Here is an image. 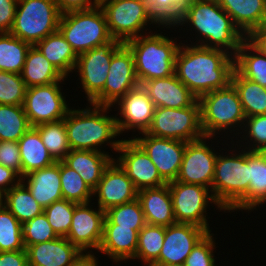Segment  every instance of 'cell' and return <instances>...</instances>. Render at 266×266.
<instances>
[{"mask_svg":"<svg viewBox=\"0 0 266 266\" xmlns=\"http://www.w3.org/2000/svg\"><path fill=\"white\" fill-rule=\"evenodd\" d=\"M140 85L155 107L185 108L192 106L198 100L175 73L169 77L144 81Z\"/></svg>","mask_w":266,"mask_h":266,"instance_id":"obj_22","label":"cell"},{"mask_svg":"<svg viewBox=\"0 0 266 266\" xmlns=\"http://www.w3.org/2000/svg\"><path fill=\"white\" fill-rule=\"evenodd\" d=\"M231 84L240 98L244 114L247 117L266 114V88L243 77L234 69Z\"/></svg>","mask_w":266,"mask_h":266,"instance_id":"obj_33","label":"cell"},{"mask_svg":"<svg viewBox=\"0 0 266 266\" xmlns=\"http://www.w3.org/2000/svg\"><path fill=\"white\" fill-rule=\"evenodd\" d=\"M140 85L136 76L134 56L123 44L112 56L103 91L90 103L114 106L129 90Z\"/></svg>","mask_w":266,"mask_h":266,"instance_id":"obj_14","label":"cell"},{"mask_svg":"<svg viewBox=\"0 0 266 266\" xmlns=\"http://www.w3.org/2000/svg\"><path fill=\"white\" fill-rule=\"evenodd\" d=\"M100 7L110 35L124 44L142 35L140 31L144 32L149 22L162 26L150 13L146 0H101Z\"/></svg>","mask_w":266,"mask_h":266,"instance_id":"obj_9","label":"cell"},{"mask_svg":"<svg viewBox=\"0 0 266 266\" xmlns=\"http://www.w3.org/2000/svg\"><path fill=\"white\" fill-rule=\"evenodd\" d=\"M113 159L105 151L71 150L62 161L74 169L84 182L94 190L101 180L105 168Z\"/></svg>","mask_w":266,"mask_h":266,"instance_id":"obj_27","label":"cell"},{"mask_svg":"<svg viewBox=\"0 0 266 266\" xmlns=\"http://www.w3.org/2000/svg\"><path fill=\"white\" fill-rule=\"evenodd\" d=\"M24 178V179H23ZM27 179L26 183L24 182ZM32 196L43 208L55 201L63 199L61 191L60 161L52 165L30 172L21 178Z\"/></svg>","mask_w":266,"mask_h":266,"instance_id":"obj_25","label":"cell"},{"mask_svg":"<svg viewBox=\"0 0 266 266\" xmlns=\"http://www.w3.org/2000/svg\"><path fill=\"white\" fill-rule=\"evenodd\" d=\"M97 258L91 251H87V253L80 258L74 265L72 266H98Z\"/></svg>","mask_w":266,"mask_h":266,"instance_id":"obj_55","label":"cell"},{"mask_svg":"<svg viewBox=\"0 0 266 266\" xmlns=\"http://www.w3.org/2000/svg\"><path fill=\"white\" fill-rule=\"evenodd\" d=\"M90 203H78L66 238L83 253L90 248L99 250L103 236L105 211L91 209Z\"/></svg>","mask_w":266,"mask_h":266,"instance_id":"obj_19","label":"cell"},{"mask_svg":"<svg viewBox=\"0 0 266 266\" xmlns=\"http://www.w3.org/2000/svg\"><path fill=\"white\" fill-rule=\"evenodd\" d=\"M30 47L11 33H0V71L21 74Z\"/></svg>","mask_w":266,"mask_h":266,"instance_id":"obj_36","label":"cell"},{"mask_svg":"<svg viewBox=\"0 0 266 266\" xmlns=\"http://www.w3.org/2000/svg\"><path fill=\"white\" fill-rule=\"evenodd\" d=\"M120 110V119L116 116V125L119 134L123 131L138 129L139 133H145L149 129L155 112V104L147 96L145 90L138 85L129 90L117 102Z\"/></svg>","mask_w":266,"mask_h":266,"instance_id":"obj_21","label":"cell"},{"mask_svg":"<svg viewBox=\"0 0 266 266\" xmlns=\"http://www.w3.org/2000/svg\"><path fill=\"white\" fill-rule=\"evenodd\" d=\"M146 224L143 209L137 198L131 202L113 206L105 211L103 225H118V227L141 231Z\"/></svg>","mask_w":266,"mask_h":266,"instance_id":"obj_39","label":"cell"},{"mask_svg":"<svg viewBox=\"0 0 266 266\" xmlns=\"http://www.w3.org/2000/svg\"><path fill=\"white\" fill-rule=\"evenodd\" d=\"M117 153H120V157L116 162L137 190L158 188L167 184L149 156L132 138L129 140L122 138Z\"/></svg>","mask_w":266,"mask_h":266,"instance_id":"obj_16","label":"cell"},{"mask_svg":"<svg viewBox=\"0 0 266 266\" xmlns=\"http://www.w3.org/2000/svg\"><path fill=\"white\" fill-rule=\"evenodd\" d=\"M150 13L161 25H174L188 0H146Z\"/></svg>","mask_w":266,"mask_h":266,"instance_id":"obj_46","label":"cell"},{"mask_svg":"<svg viewBox=\"0 0 266 266\" xmlns=\"http://www.w3.org/2000/svg\"><path fill=\"white\" fill-rule=\"evenodd\" d=\"M29 266H72L85 254L66 237L27 246Z\"/></svg>","mask_w":266,"mask_h":266,"instance_id":"obj_23","label":"cell"},{"mask_svg":"<svg viewBox=\"0 0 266 266\" xmlns=\"http://www.w3.org/2000/svg\"><path fill=\"white\" fill-rule=\"evenodd\" d=\"M21 76L27 88L64 81L66 78L36 46H31L27 52Z\"/></svg>","mask_w":266,"mask_h":266,"instance_id":"obj_29","label":"cell"},{"mask_svg":"<svg viewBox=\"0 0 266 266\" xmlns=\"http://www.w3.org/2000/svg\"><path fill=\"white\" fill-rule=\"evenodd\" d=\"M60 178L62 197L75 203H88L93 197V190L84 182L82 177L60 161Z\"/></svg>","mask_w":266,"mask_h":266,"instance_id":"obj_41","label":"cell"},{"mask_svg":"<svg viewBox=\"0 0 266 266\" xmlns=\"http://www.w3.org/2000/svg\"><path fill=\"white\" fill-rule=\"evenodd\" d=\"M58 6V9L61 14L71 12V11H79V10H87L92 9L97 6H100L101 0H55Z\"/></svg>","mask_w":266,"mask_h":266,"instance_id":"obj_51","label":"cell"},{"mask_svg":"<svg viewBox=\"0 0 266 266\" xmlns=\"http://www.w3.org/2000/svg\"><path fill=\"white\" fill-rule=\"evenodd\" d=\"M132 51L139 83L174 74L175 59L180 47L162 34L140 35L125 43Z\"/></svg>","mask_w":266,"mask_h":266,"instance_id":"obj_5","label":"cell"},{"mask_svg":"<svg viewBox=\"0 0 266 266\" xmlns=\"http://www.w3.org/2000/svg\"><path fill=\"white\" fill-rule=\"evenodd\" d=\"M188 22L191 23L189 25H193L192 28L194 27L195 32H198L202 39L195 45L220 49L227 53L232 50L233 52L230 53L233 57H235L240 44L247 38L223 10L218 0H188L181 17L175 24L163 25V27L183 26Z\"/></svg>","mask_w":266,"mask_h":266,"instance_id":"obj_2","label":"cell"},{"mask_svg":"<svg viewBox=\"0 0 266 266\" xmlns=\"http://www.w3.org/2000/svg\"><path fill=\"white\" fill-rule=\"evenodd\" d=\"M212 233L208 232L192 249L184 266H216L213 250L215 247Z\"/></svg>","mask_w":266,"mask_h":266,"instance_id":"obj_48","label":"cell"},{"mask_svg":"<svg viewBox=\"0 0 266 266\" xmlns=\"http://www.w3.org/2000/svg\"><path fill=\"white\" fill-rule=\"evenodd\" d=\"M201 128L205 137H212L232 127L244 126L246 116L238 93L227 87L202 95L199 99ZM243 124V125H242ZM237 125V126H235Z\"/></svg>","mask_w":266,"mask_h":266,"instance_id":"obj_7","label":"cell"},{"mask_svg":"<svg viewBox=\"0 0 266 266\" xmlns=\"http://www.w3.org/2000/svg\"><path fill=\"white\" fill-rule=\"evenodd\" d=\"M165 227L146 224L138 234L137 251L134 259H140L151 266L158 258L163 247Z\"/></svg>","mask_w":266,"mask_h":266,"instance_id":"obj_40","label":"cell"},{"mask_svg":"<svg viewBox=\"0 0 266 266\" xmlns=\"http://www.w3.org/2000/svg\"><path fill=\"white\" fill-rule=\"evenodd\" d=\"M206 138L186 142L182 164L175 181L199 184L211 190L217 153L206 144ZM214 151V152H213Z\"/></svg>","mask_w":266,"mask_h":266,"instance_id":"obj_15","label":"cell"},{"mask_svg":"<svg viewBox=\"0 0 266 266\" xmlns=\"http://www.w3.org/2000/svg\"><path fill=\"white\" fill-rule=\"evenodd\" d=\"M61 82L27 88L23 108L31 127L65 118L70 108L62 95Z\"/></svg>","mask_w":266,"mask_h":266,"instance_id":"obj_13","label":"cell"},{"mask_svg":"<svg viewBox=\"0 0 266 266\" xmlns=\"http://www.w3.org/2000/svg\"><path fill=\"white\" fill-rule=\"evenodd\" d=\"M25 250L22 224L3 205L0 207V252Z\"/></svg>","mask_w":266,"mask_h":266,"instance_id":"obj_42","label":"cell"},{"mask_svg":"<svg viewBox=\"0 0 266 266\" xmlns=\"http://www.w3.org/2000/svg\"><path fill=\"white\" fill-rule=\"evenodd\" d=\"M124 43L112 38L95 48L78 55V69L82 87L89 104L103 91L108 76L111 58Z\"/></svg>","mask_w":266,"mask_h":266,"instance_id":"obj_12","label":"cell"},{"mask_svg":"<svg viewBox=\"0 0 266 266\" xmlns=\"http://www.w3.org/2000/svg\"><path fill=\"white\" fill-rule=\"evenodd\" d=\"M235 69L246 79L266 88V54L248 38L240 44L235 55Z\"/></svg>","mask_w":266,"mask_h":266,"instance_id":"obj_32","label":"cell"},{"mask_svg":"<svg viewBox=\"0 0 266 266\" xmlns=\"http://www.w3.org/2000/svg\"><path fill=\"white\" fill-rule=\"evenodd\" d=\"M18 0H0V33H10Z\"/></svg>","mask_w":266,"mask_h":266,"instance_id":"obj_50","label":"cell"},{"mask_svg":"<svg viewBox=\"0 0 266 266\" xmlns=\"http://www.w3.org/2000/svg\"><path fill=\"white\" fill-rule=\"evenodd\" d=\"M243 127L242 131L244 130L248 136L244 139L249 143L246 149L263 152L266 149V114L247 117ZM247 138H250V141ZM252 141L253 144L250 145Z\"/></svg>","mask_w":266,"mask_h":266,"instance_id":"obj_47","label":"cell"},{"mask_svg":"<svg viewBox=\"0 0 266 266\" xmlns=\"http://www.w3.org/2000/svg\"><path fill=\"white\" fill-rule=\"evenodd\" d=\"M137 199L147 224L167 227L176 223L168 184L138 190Z\"/></svg>","mask_w":266,"mask_h":266,"instance_id":"obj_24","label":"cell"},{"mask_svg":"<svg viewBox=\"0 0 266 266\" xmlns=\"http://www.w3.org/2000/svg\"><path fill=\"white\" fill-rule=\"evenodd\" d=\"M23 105L0 104V141H15L30 129Z\"/></svg>","mask_w":266,"mask_h":266,"instance_id":"obj_37","label":"cell"},{"mask_svg":"<svg viewBox=\"0 0 266 266\" xmlns=\"http://www.w3.org/2000/svg\"><path fill=\"white\" fill-rule=\"evenodd\" d=\"M26 90L21 74L0 71V104L23 105Z\"/></svg>","mask_w":266,"mask_h":266,"instance_id":"obj_44","label":"cell"},{"mask_svg":"<svg viewBox=\"0 0 266 266\" xmlns=\"http://www.w3.org/2000/svg\"><path fill=\"white\" fill-rule=\"evenodd\" d=\"M58 31L77 55L112 39L100 6L61 14Z\"/></svg>","mask_w":266,"mask_h":266,"instance_id":"obj_6","label":"cell"},{"mask_svg":"<svg viewBox=\"0 0 266 266\" xmlns=\"http://www.w3.org/2000/svg\"><path fill=\"white\" fill-rule=\"evenodd\" d=\"M218 2L246 37L266 23V0H218Z\"/></svg>","mask_w":266,"mask_h":266,"instance_id":"obj_26","label":"cell"},{"mask_svg":"<svg viewBox=\"0 0 266 266\" xmlns=\"http://www.w3.org/2000/svg\"><path fill=\"white\" fill-rule=\"evenodd\" d=\"M4 205V193L0 191V207Z\"/></svg>","mask_w":266,"mask_h":266,"instance_id":"obj_56","label":"cell"},{"mask_svg":"<svg viewBox=\"0 0 266 266\" xmlns=\"http://www.w3.org/2000/svg\"><path fill=\"white\" fill-rule=\"evenodd\" d=\"M234 69L235 57L224 50L180 45L174 73L199 99L204 94L227 87Z\"/></svg>","mask_w":266,"mask_h":266,"instance_id":"obj_1","label":"cell"},{"mask_svg":"<svg viewBox=\"0 0 266 266\" xmlns=\"http://www.w3.org/2000/svg\"><path fill=\"white\" fill-rule=\"evenodd\" d=\"M0 164L12 169L22 178V162L18 142L0 141Z\"/></svg>","mask_w":266,"mask_h":266,"instance_id":"obj_49","label":"cell"},{"mask_svg":"<svg viewBox=\"0 0 266 266\" xmlns=\"http://www.w3.org/2000/svg\"><path fill=\"white\" fill-rule=\"evenodd\" d=\"M49 154L55 161H62L71 151L64 119L35 126Z\"/></svg>","mask_w":266,"mask_h":266,"instance_id":"obj_38","label":"cell"},{"mask_svg":"<svg viewBox=\"0 0 266 266\" xmlns=\"http://www.w3.org/2000/svg\"><path fill=\"white\" fill-rule=\"evenodd\" d=\"M207 233L204 228L190 223L165 227L163 247L152 265H184L192 249Z\"/></svg>","mask_w":266,"mask_h":266,"instance_id":"obj_18","label":"cell"},{"mask_svg":"<svg viewBox=\"0 0 266 266\" xmlns=\"http://www.w3.org/2000/svg\"><path fill=\"white\" fill-rule=\"evenodd\" d=\"M20 182L21 177L15 171L0 164V191L2 193L5 194L8 190L18 185Z\"/></svg>","mask_w":266,"mask_h":266,"instance_id":"obj_53","label":"cell"},{"mask_svg":"<svg viewBox=\"0 0 266 266\" xmlns=\"http://www.w3.org/2000/svg\"><path fill=\"white\" fill-rule=\"evenodd\" d=\"M176 223H190L211 233L206 219L208 202L217 205L211 190L199 184H186L178 181L168 183Z\"/></svg>","mask_w":266,"mask_h":266,"instance_id":"obj_11","label":"cell"},{"mask_svg":"<svg viewBox=\"0 0 266 266\" xmlns=\"http://www.w3.org/2000/svg\"><path fill=\"white\" fill-rule=\"evenodd\" d=\"M24 247L54 240L58 236L50 226L44 212L22 225Z\"/></svg>","mask_w":266,"mask_h":266,"instance_id":"obj_45","label":"cell"},{"mask_svg":"<svg viewBox=\"0 0 266 266\" xmlns=\"http://www.w3.org/2000/svg\"><path fill=\"white\" fill-rule=\"evenodd\" d=\"M146 133L155 137L185 142L205 137L201 128L199 100L185 108L156 107Z\"/></svg>","mask_w":266,"mask_h":266,"instance_id":"obj_10","label":"cell"},{"mask_svg":"<svg viewBox=\"0 0 266 266\" xmlns=\"http://www.w3.org/2000/svg\"><path fill=\"white\" fill-rule=\"evenodd\" d=\"M138 230L118 225H103V236L99 251L105 253L114 262L134 259L138 244Z\"/></svg>","mask_w":266,"mask_h":266,"instance_id":"obj_28","label":"cell"},{"mask_svg":"<svg viewBox=\"0 0 266 266\" xmlns=\"http://www.w3.org/2000/svg\"><path fill=\"white\" fill-rule=\"evenodd\" d=\"M141 134L144 136L135 137L133 140L149 156L167 184L175 181L182 164L186 142L155 137L146 132Z\"/></svg>","mask_w":266,"mask_h":266,"instance_id":"obj_17","label":"cell"},{"mask_svg":"<svg viewBox=\"0 0 266 266\" xmlns=\"http://www.w3.org/2000/svg\"><path fill=\"white\" fill-rule=\"evenodd\" d=\"M22 162V177L56 162L43 144L39 131L30 129L18 141Z\"/></svg>","mask_w":266,"mask_h":266,"instance_id":"obj_30","label":"cell"},{"mask_svg":"<svg viewBox=\"0 0 266 266\" xmlns=\"http://www.w3.org/2000/svg\"><path fill=\"white\" fill-rule=\"evenodd\" d=\"M151 266H184V265H151Z\"/></svg>","mask_w":266,"mask_h":266,"instance_id":"obj_57","label":"cell"},{"mask_svg":"<svg viewBox=\"0 0 266 266\" xmlns=\"http://www.w3.org/2000/svg\"><path fill=\"white\" fill-rule=\"evenodd\" d=\"M90 105L92 108L70 109L64 118L70 149L102 152L99 147L109 143L117 152L122 140L113 139L120 134L116 116L107 115L111 106Z\"/></svg>","mask_w":266,"mask_h":266,"instance_id":"obj_3","label":"cell"},{"mask_svg":"<svg viewBox=\"0 0 266 266\" xmlns=\"http://www.w3.org/2000/svg\"><path fill=\"white\" fill-rule=\"evenodd\" d=\"M258 49H260L264 54H266V23L255 29L247 37Z\"/></svg>","mask_w":266,"mask_h":266,"instance_id":"obj_54","label":"cell"},{"mask_svg":"<svg viewBox=\"0 0 266 266\" xmlns=\"http://www.w3.org/2000/svg\"><path fill=\"white\" fill-rule=\"evenodd\" d=\"M60 16L55 0H18L10 33L35 46L58 31Z\"/></svg>","mask_w":266,"mask_h":266,"instance_id":"obj_8","label":"cell"},{"mask_svg":"<svg viewBox=\"0 0 266 266\" xmlns=\"http://www.w3.org/2000/svg\"><path fill=\"white\" fill-rule=\"evenodd\" d=\"M77 204L61 199L44 208V214L58 237H66L68 235L74 208Z\"/></svg>","mask_w":266,"mask_h":266,"instance_id":"obj_43","label":"cell"},{"mask_svg":"<svg viewBox=\"0 0 266 266\" xmlns=\"http://www.w3.org/2000/svg\"><path fill=\"white\" fill-rule=\"evenodd\" d=\"M35 46L65 77L75 69L78 55L59 31L46 36Z\"/></svg>","mask_w":266,"mask_h":266,"instance_id":"obj_31","label":"cell"},{"mask_svg":"<svg viewBox=\"0 0 266 266\" xmlns=\"http://www.w3.org/2000/svg\"><path fill=\"white\" fill-rule=\"evenodd\" d=\"M0 266H29L26 249L0 252Z\"/></svg>","mask_w":266,"mask_h":266,"instance_id":"obj_52","label":"cell"},{"mask_svg":"<svg viewBox=\"0 0 266 266\" xmlns=\"http://www.w3.org/2000/svg\"><path fill=\"white\" fill-rule=\"evenodd\" d=\"M249 165L248 211L266 202V155L260 151L247 150Z\"/></svg>","mask_w":266,"mask_h":266,"instance_id":"obj_35","label":"cell"},{"mask_svg":"<svg viewBox=\"0 0 266 266\" xmlns=\"http://www.w3.org/2000/svg\"><path fill=\"white\" fill-rule=\"evenodd\" d=\"M137 193L138 190L116 159L105 168L101 180L93 190V195L98 197V207L103 211L135 200Z\"/></svg>","mask_w":266,"mask_h":266,"instance_id":"obj_20","label":"cell"},{"mask_svg":"<svg viewBox=\"0 0 266 266\" xmlns=\"http://www.w3.org/2000/svg\"><path fill=\"white\" fill-rule=\"evenodd\" d=\"M4 199L5 207L22 225L44 212V208L22 182L8 190Z\"/></svg>","mask_w":266,"mask_h":266,"instance_id":"obj_34","label":"cell"},{"mask_svg":"<svg viewBox=\"0 0 266 266\" xmlns=\"http://www.w3.org/2000/svg\"><path fill=\"white\" fill-rule=\"evenodd\" d=\"M229 154L232 156L217 155L211 194L224 211L248 210L250 179L247 151L242 149L239 154Z\"/></svg>","mask_w":266,"mask_h":266,"instance_id":"obj_4","label":"cell"}]
</instances>
